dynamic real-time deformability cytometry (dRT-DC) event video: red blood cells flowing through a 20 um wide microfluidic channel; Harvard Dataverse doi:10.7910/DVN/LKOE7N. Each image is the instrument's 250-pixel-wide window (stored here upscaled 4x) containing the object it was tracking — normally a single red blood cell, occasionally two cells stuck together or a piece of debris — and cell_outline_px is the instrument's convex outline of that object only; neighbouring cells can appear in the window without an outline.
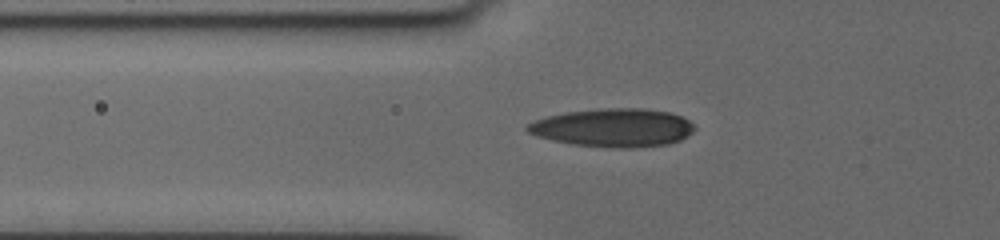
{"species": "human", "species_latin": "Homo sapiens", "temperature_condition": "cold", "stored_images_in_passage": 6, "camera_frame_rate_fps": 3000, "um_per_image_px": 0.085, "donor": {"sex": "female"}, "frame": {"image": 1, "passage_image": 3, "time_ms": 1.0, "image_size_px": [1000, 240], "cell_outline_px": [[696, 128], [692, 132], [680, 140], [668, 144], [628, 148], [620, 148], [572, 144], [552, 140], [536, 136], [528, 132], [524, 128], [528, 124], [536, 120], [548, 116], [568, 112], [604, 108], [644, 108], [668, 112], [680, 116], [688, 120]], "centroid_in_image_um": [52.12, 10.85], "position_along_channel_um": 73.7, "area_um2": 37.05}}
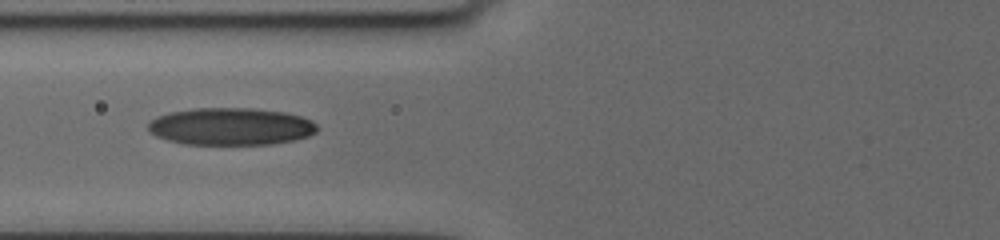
{"frame": {"image": 2, "passage_image": 6, "time_ms": 2.0, "image_size_px": [1000, 240], "cell_outline_px": [[316, 132], [308, 136], [292, 140], [272, 144], [184, 144], [168, 140], [156, 136], [148, 128], [148, 124], [156, 116], [168, 112], [192, 108], [252, 108], [284, 112], [300, 116], [312, 120], [316, 124]], "centroid_in_image_um": [19.6, 10.74], "position_along_channel_um": 106.2, "area_um2": 36.7}}